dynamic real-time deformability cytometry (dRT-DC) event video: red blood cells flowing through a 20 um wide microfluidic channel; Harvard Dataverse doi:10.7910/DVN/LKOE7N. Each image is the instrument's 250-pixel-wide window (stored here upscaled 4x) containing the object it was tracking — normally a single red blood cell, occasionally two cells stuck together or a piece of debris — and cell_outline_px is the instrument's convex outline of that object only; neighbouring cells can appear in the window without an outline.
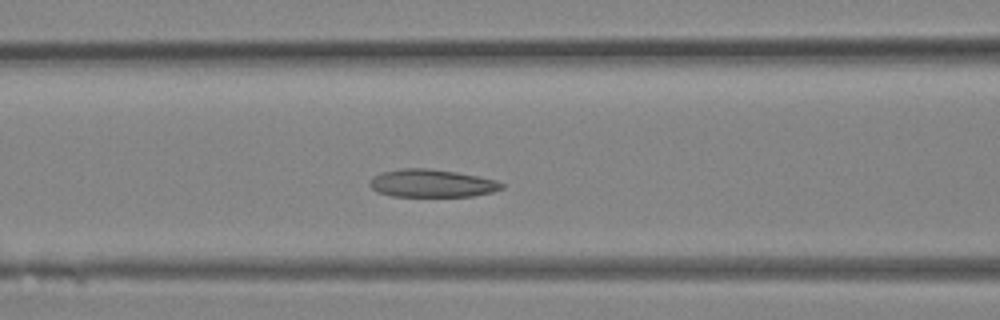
{"species": "Egyptian fruit bat (a non-hibernating species)", "species_latin": "Rousettus aegyptiacus", "temperature_condition": "room temperature", "stored_images_in_passage": 30, "camera_frame_rate_fps": 3000, "um_per_image_px": 0.085, "animal": {"sex": "female"}, "frame": {"image": 1, "passage_image": 11, "time_ms": 3.333, "image_size_px": [1000, 320], "cell_outline_px": [[504, 188], [492, 192], [472, 196], [392, 196], [376, 192], [368, 184], [368, 180], [380, 172], [400, 168], [428, 168], [456, 172], [496, 180], [504, 184]], "centroid_in_image_um": [36.65, 15.58], "position_along_channel_um": 129.9, "area_um2": 21.5}}
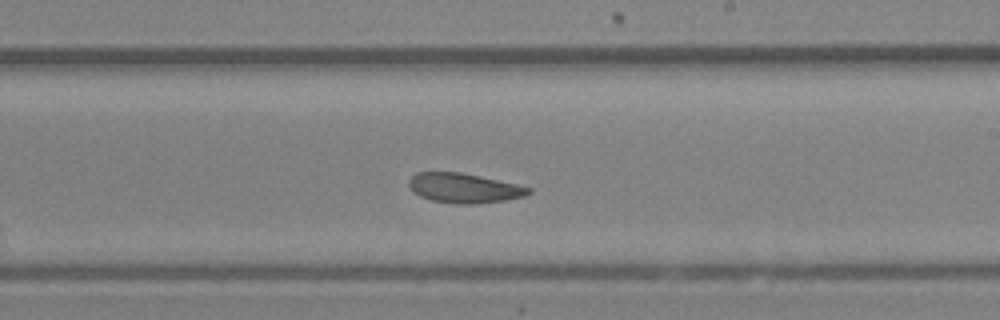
{"frame": {"image": 2, "passage_image": 17, "time_ms": 5.333, "image_size_px": [1000, 320], "cell_outline_px": [[532, 192], [524, 196], [504, 200], [476, 204], [456, 204], [432, 200], [420, 196], [412, 192], [408, 184], [408, 180], [416, 172], [460, 172], [480, 176], [516, 184], [532, 188]], "centroid_in_image_um": [39.42, 15.98], "position_along_channel_um": 249.6, "area_um2": 20.69}}
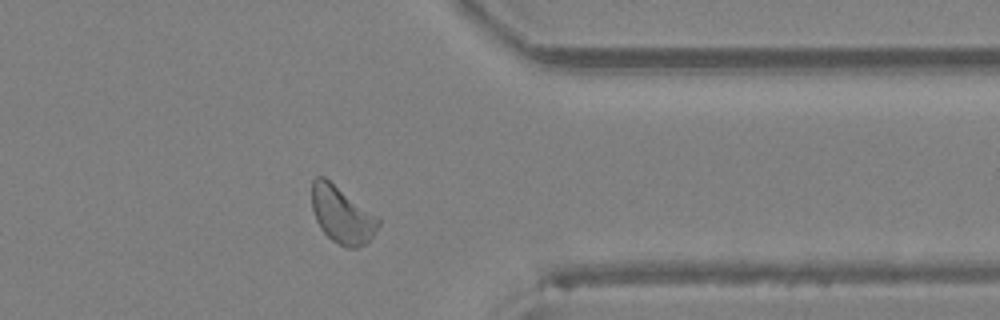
{"frame": {"image": 3, "passage_image": 24, "time_ms": 7.667, "image_size_px": [1000, 320], "cell_outline_px": [[380, 224], [376, 232], [364, 244], [356, 248], [348, 248], [332, 240], [320, 228], [316, 220], [312, 208], [312, 180], [316, 176], [324, 176], [376, 216], [380, 220]], "centroid_in_image_um": [29.04, 18.26], "position_along_channel_um": 382.4, "area_um2": 21.68}}